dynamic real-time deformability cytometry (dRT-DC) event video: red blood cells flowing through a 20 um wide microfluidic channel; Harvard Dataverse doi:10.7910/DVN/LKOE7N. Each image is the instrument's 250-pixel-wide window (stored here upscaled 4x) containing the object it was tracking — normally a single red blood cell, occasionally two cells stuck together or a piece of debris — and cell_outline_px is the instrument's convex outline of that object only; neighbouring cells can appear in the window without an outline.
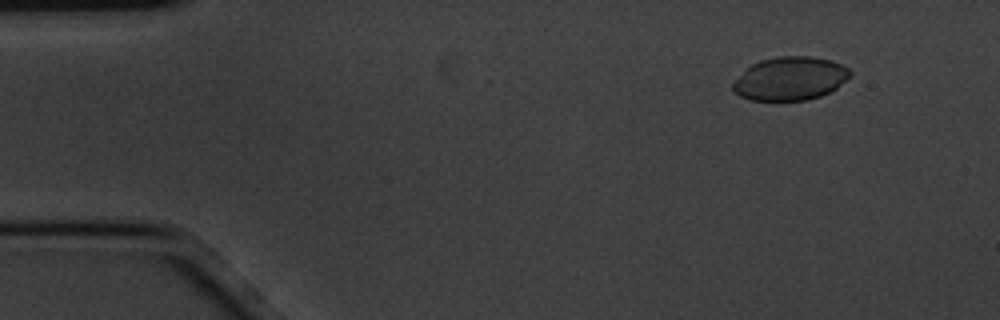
{"species": "common noctule bat (a hibernating species)", "species_latin": "Nyctalus noctula", "temperature_condition": "cold", "stored_images_in_passage": 4, "camera_frame_rate_fps": 3000, "um_per_image_px": 0.085, "animal": {"sex": "male", "body_mass_g": 20.1, "forearm_length_mm": 53.5}, "frame": {"image": 1, "passage_image": 2, "time_ms": 0.333, "image_size_px": [1000, 320], "cell_outline_px": [[852, 76], [836, 88], [820, 96], [804, 100], [748, 100], [740, 96], [732, 88], [732, 84], [752, 64], [760, 60], [780, 56], [812, 56], [832, 60], [848, 68], [852, 72]], "centroid_in_image_um": [67.2, 6.67], "position_along_channel_um": 17.8, "area_um2": 29.48}}